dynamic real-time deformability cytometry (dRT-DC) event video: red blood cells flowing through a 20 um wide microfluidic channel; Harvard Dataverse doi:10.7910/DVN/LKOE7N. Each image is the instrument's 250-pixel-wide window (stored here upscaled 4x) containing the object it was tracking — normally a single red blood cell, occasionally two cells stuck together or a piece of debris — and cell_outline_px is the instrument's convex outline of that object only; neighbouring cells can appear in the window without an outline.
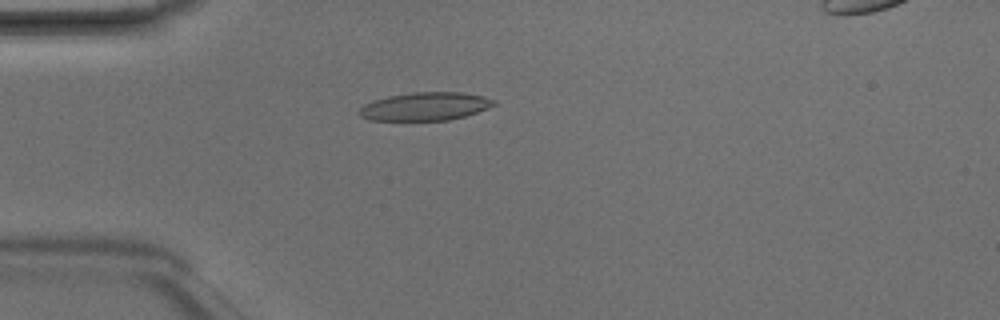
{"species": "Egyptian fruit bat (a non-hibernating species)", "species_latin": "Rousettus aegyptiacus", "temperature_condition": "room temperature", "stored_images_in_passage": 5, "camera_frame_rate_fps": 3000, "um_per_image_px": 0.085, "animal": {"sex": "male"}, "frame": {"image": 1, "passage_image": 4, "time_ms": 1.0, "image_size_px": [1000, 320], "cell_outline_px": [[496, 104], [476, 112], [464, 116], [448, 120], [368, 120], [360, 116], [356, 112], [364, 104], [372, 100], [388, 96], [412, 92], [460, 92], [484, 96], [496, 100]], "centroid_in_image_um": [36.09, 9.04], "position_along_channel_um": 48.9, "area_um2": 22.14}}